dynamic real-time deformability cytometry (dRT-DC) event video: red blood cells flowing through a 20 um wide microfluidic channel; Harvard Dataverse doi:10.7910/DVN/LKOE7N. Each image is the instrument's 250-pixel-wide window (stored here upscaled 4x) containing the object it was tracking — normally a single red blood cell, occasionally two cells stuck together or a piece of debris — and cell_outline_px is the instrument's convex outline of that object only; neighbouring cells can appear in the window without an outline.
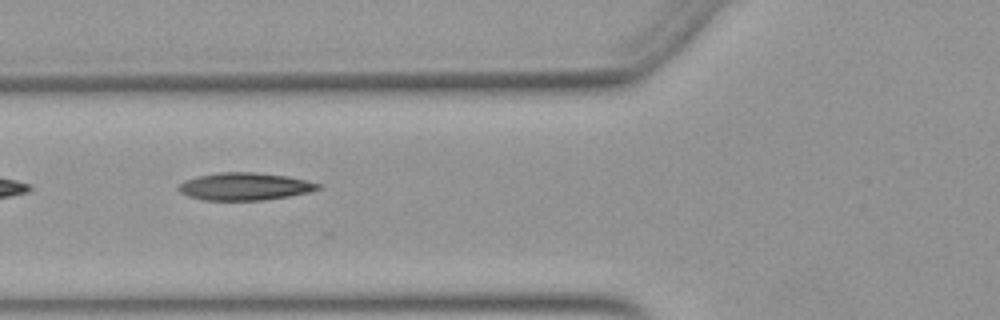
{"species": "Egyptian fruit bat (a non-hibernating species)", "species_latin": "Rousettus aegyptiacus", "temperature_condition": "warm", "stored_images_in_passage": 13, "camera_frame_rate_fps": 3000, "um_per_image_px": 0.085, "animal": {"sex": "female"}, "frame": {"image": 1, "passage_image": 4, "time_ms": 1.0, "image_size_px": [1000, 320], "cell_outline_px": [[320, 188], [308, 192], [288, 196], [264, 200], [204, 200], [188, 196], [180, 192], [176, 188], [184, 180], [196, 176], [220, 172], [256, 172], [288, 176], [320, 184]], "centroid_in_image_um": [20.75, 15.84], "position_along_channel_um": 105.0, "area_um2": 22.31}}
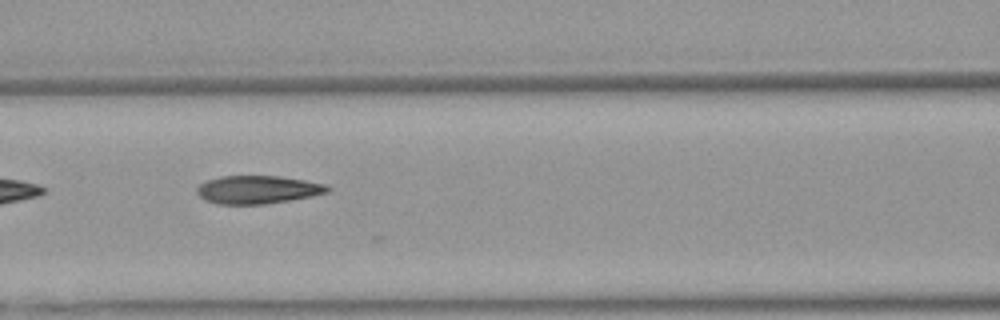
{"frame": {"image": 2, "passage_image": 7, "time_ms": 2.0, "image_size_px": [1000, 320], "cell_outline_px": [[332, 188], [328, 192], [312, 196], [292, 200], [264, 204], [216, 204], [204, 200], [196, 192], [196, 188], [200, 184], [208, 180], [220, 176], [280, 176], [304, 180], [324, 184]], "centroid_in_image_um": [21.9, 16.12], "position_along_channel_um": 144.7, "area_um2": 21.44}}